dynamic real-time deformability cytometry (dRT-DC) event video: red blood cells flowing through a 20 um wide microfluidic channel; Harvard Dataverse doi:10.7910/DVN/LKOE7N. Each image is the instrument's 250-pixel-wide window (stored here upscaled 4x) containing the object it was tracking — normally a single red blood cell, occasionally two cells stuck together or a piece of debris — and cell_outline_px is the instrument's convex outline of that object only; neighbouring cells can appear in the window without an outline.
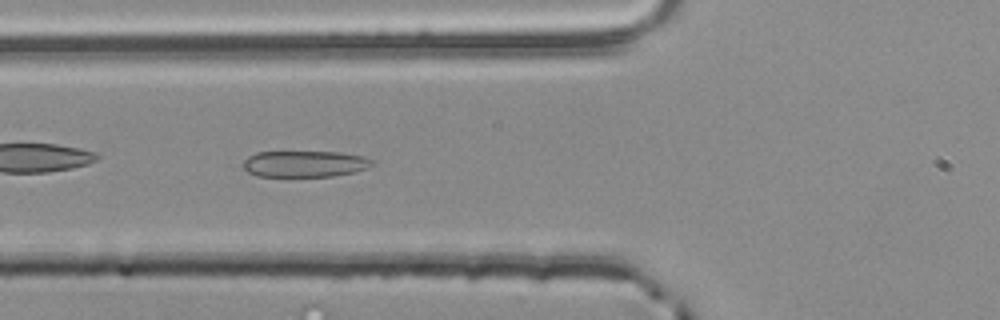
{"species": "common noctule bat (a hibernating species)", "species_latin": "Nyctalus noctula", "temperature_condition": "room temperature", "stored_images_in_passage": 38, "camera_frame_rate_fps": 3000, "um_per_image_px": 0.085, "animal": {"sex": "male", "body_mass_g": 20.4}, "frame": {"image": 1, "passage_image": 4, "time_ms": 1.0, "image_size_px": [1000, 320], "cell_outline_px": [[372, 164], [368, 168], [356, 172], [332, 176], [256, 176], [248, 172], [244, 168], [244, 160], [248, 156], [256, 152], [340, 152], [360, 156], [372, 160]], "centroid_in_image_um": [25.88, 13.93], "position_along_channel_um": 99.9, "area_um2": 19.65}}
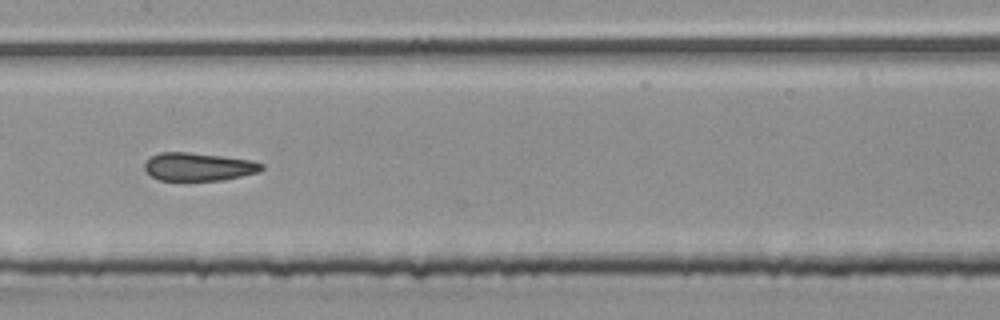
{"frame": {"image": 2, "passage_image": 11, "time_ms": 3.333, "image_size_px": [1000, 320], "cell_outline_px": [[264, 168], [260, 172], [224, 180], [160, 180], [152, 176], [144, 168], [144, 164], [152, 156], [160, 152], [188, 152], [224, 156], [252, 160], [264, 164]], "centroid_in_image_um": [16.93, 14.17], "position_along_channel_um": 190.5, "area_um2": 19.19}}
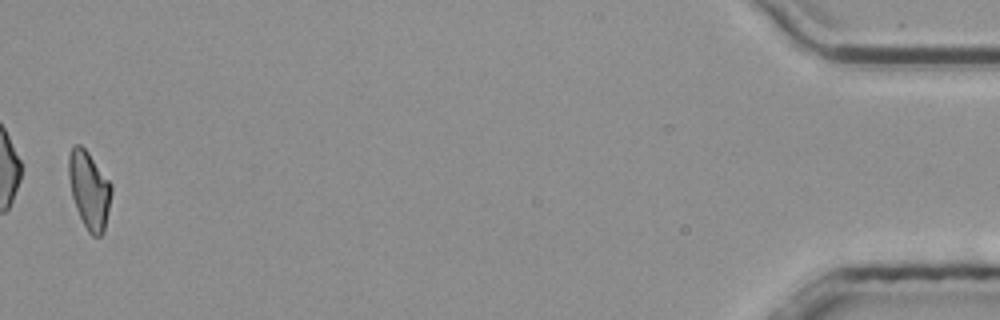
{"frame": {"image": 3, "passage_image": 37, "time_ms": 12.0, "image_size_px": [1000, 320], "cell_outline_px": [[112, 192], [104, 232], [100, 236], [92, 236], [88, 232], [76, 208], [72, 196], [68, 176], [68, 156], [72, 148], [76, 144], [80, 144], [88, 152], [112, 184]], "centroid_in_image_um": [7.58, 16.15], "position_along_channel_um": 427.6, "area_um2": 19.25}, "authors_computed_cell_mechanics": {"area_um2": 19.652, "velocity_mm_per_s": 3.863, "shape_relaxation_time_tau1_ms": 7.8689, "shape_relaxation_time_tau2_ms": 1.9887, "deformation_change_tau1": 0.166, "deformation_change_tau2": 0.1107}}